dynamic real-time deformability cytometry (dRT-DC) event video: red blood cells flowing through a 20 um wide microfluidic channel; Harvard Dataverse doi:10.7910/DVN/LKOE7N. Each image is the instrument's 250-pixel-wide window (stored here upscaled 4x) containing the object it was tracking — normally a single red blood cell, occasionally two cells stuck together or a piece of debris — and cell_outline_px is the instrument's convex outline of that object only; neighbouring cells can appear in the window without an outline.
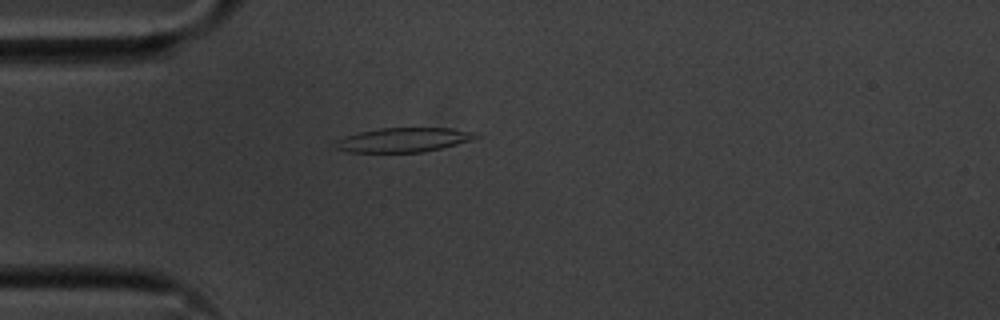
{"species": "common noctule bat (a hibernating species)", "species_latin": "Nyctalus noctula", "temperature_condition": "cold", "stored_images_in_passage": 42, "camera_frame_rate_fps": 3000, "um_per_image_px": 0.085, "animal": {"sex": "male", "body_mass_g": 20.1, "forearm_length_mm": 53.5}, "frame": {"image": 1, "passage_image": 2, "time_ms": 0.333, "image_size_px": [1000, 320], "cell_outline_px": [[480, 136], [472, 140], [424, 152], [348, 152], [336, 148], [336, 140], [360, 132], [380, 128], [452, 128], [476, 132]], "centroid_in_image_um": [34.34, 11.88], "position_along_channel_um": 50.7, "area_um2": 19.71}}
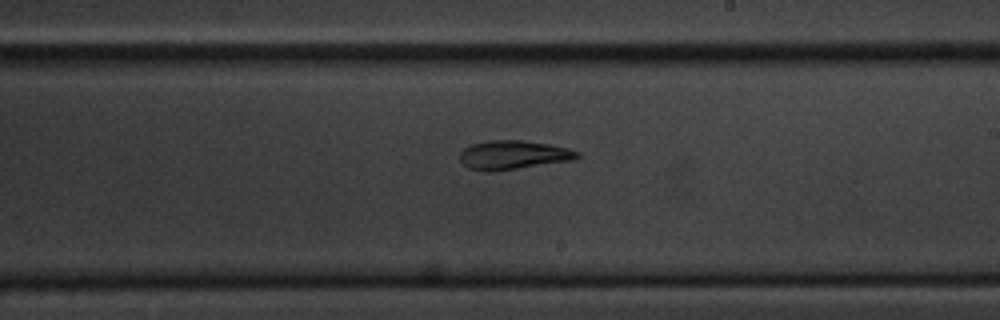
{"frame": {"image": 2, "passage_image": 19, "time_ms": 6.0, "image_size_px": [1000, 320], "cell_outline_px": [[580, 156], [572, 160], [488, 172], [468, 168], [460, 160], [460, 152], [464, 148], [472, 144], [492, 140], [520, 140], [548, 144], [568, 148], [580, 152]], "centroid_in_image_um": [43.61, 13.16], "position_along_channel_um": 245.4, "area_um2": 19.48}}
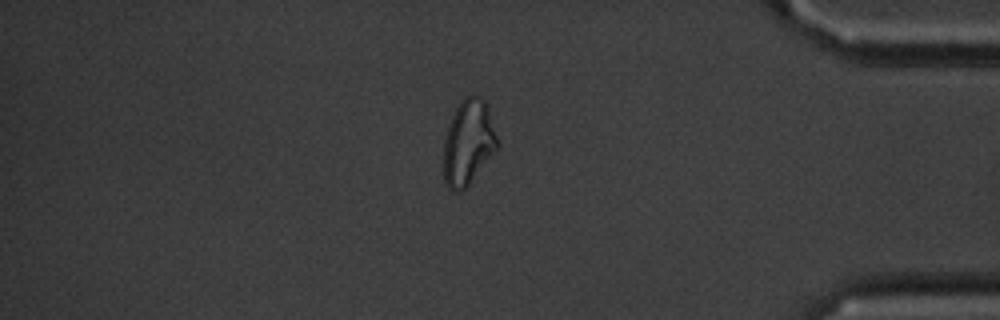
{"frame": {"image": 3, "passage_image": 34, "time_ms": 11.0, "image_size_px": [1000, 320], "cell_outline_px": [[500, 144], [468, 184], [460, 192], [456, 192], [448, 188], [444, 184], [444, 140], [452, 116], [460, 100], [468, 96], [476, 96], [484, 100], [488, 104]], "centroid_in_image_um": [39.81, 12.09], "position_along_channel_um": 395.4, "area_um2": 26.47}, "authors_computed_cell_mechanics": {"area_um2": 19.6809, "velocity_mm_per_s": 3.6023, "shape_relaxation_time_tau1_ms": 6.9244, "shape_relaxation_time_tau2_ms": 5.5502, "deformation_change_tau1": 0.1726, "deformation_change_tau2": 0.1421}}